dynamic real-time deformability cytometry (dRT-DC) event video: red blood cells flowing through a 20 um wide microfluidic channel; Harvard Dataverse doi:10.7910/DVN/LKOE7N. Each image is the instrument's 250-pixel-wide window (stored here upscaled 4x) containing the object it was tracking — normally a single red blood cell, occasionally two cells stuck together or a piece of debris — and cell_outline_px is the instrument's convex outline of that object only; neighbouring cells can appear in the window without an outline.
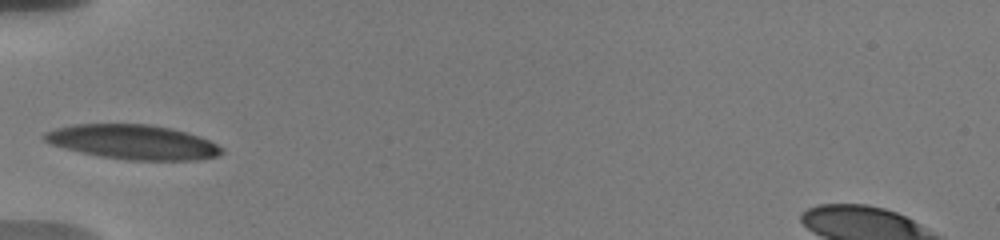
{"species": "human", "species_latin": "Homo sapiens", "temperature_condition": "warm", "stored_images_in_passage": 36, "camera_frame_rate_fps": 3000, "um_per_image_px": 0.085, "donor": {"sex": "male"}, "frame": {"image": 1, "passage_image": 1, "time_ms": 0.0, "image_size_px": [1000, 240], "cell_outline_px": [[224, 152], [216, 156], [196, 160], [128, 160], [100, 156], [80, 152], [52, 144], [44, 140], [44, 132], [56, 128], [72, 124], [148, 124], [172, 128], [188, 132], [200, 136], [216, 144]], "centroid_in_image_um": [11.3, 12.06], "position_along_channel_um": 73.7, "area_um2": 35.55}}
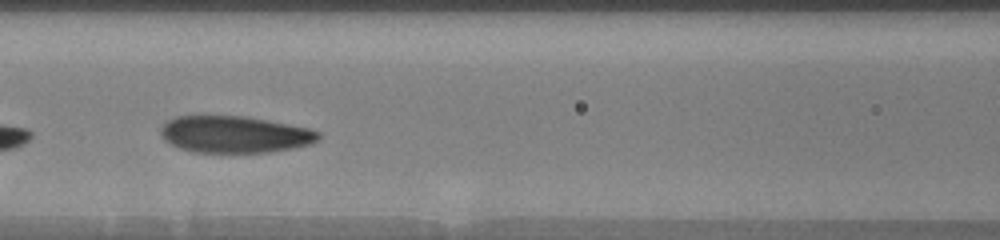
{"frame": {"image": 2, "passage_image": 7, "time_ms": 2.0, "image_size_px": [1000, 240], "cell_outline_px": [[320, 136], [316, 140], [308, 144], [292, 148], [268, 152], [192, 152], [180, 148], [164, 140], [160, 132], [160, 128], [168, 120], [176, 116], [248, 116], [308, 128], [320, 132]], "centroid_in_image_um": [19.91, 11.41], "position_along_channel_um": 146.7, "area_um2": 33.64}}
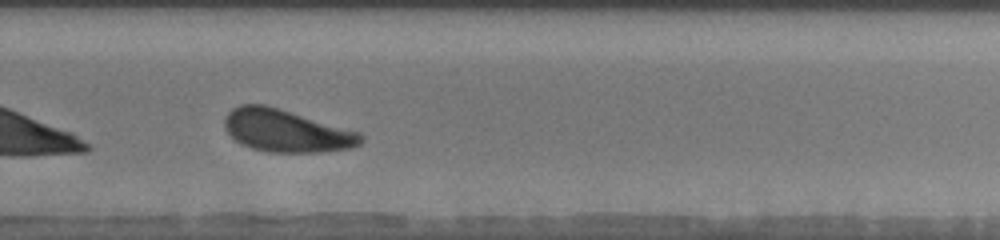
{"frame": {"image": 3, "passage_image": 20, "time_ms": 6.333, "image_size_px": [1000, 240], "cell_outline_px": [[364, 140], [360, 144], [352, 148], [324, 152], [268, 152], [252, 148], [240, 144], [224, 128], [224, 120], [228, 112], [232, 108], [240, 104], [264, 104], [280, 108], [360, 132], [364, 136]], "centroid_in_image_um": [24.35, 11.11], "position_along_channel_um": 305.5, "area_um2": 33.93}, "authors_computed_cell_mechanics": {"area_um2": 33.8997, "velocity_mm_per_s": 3.6716, "shape_relaxation_time_tau1_ms": 3.5558, "shape_relaxation_time_tau2_ms": 2.2149, "deformation_change_tau1": 0.1578, "deformation_change_tau2": 0.0937}}